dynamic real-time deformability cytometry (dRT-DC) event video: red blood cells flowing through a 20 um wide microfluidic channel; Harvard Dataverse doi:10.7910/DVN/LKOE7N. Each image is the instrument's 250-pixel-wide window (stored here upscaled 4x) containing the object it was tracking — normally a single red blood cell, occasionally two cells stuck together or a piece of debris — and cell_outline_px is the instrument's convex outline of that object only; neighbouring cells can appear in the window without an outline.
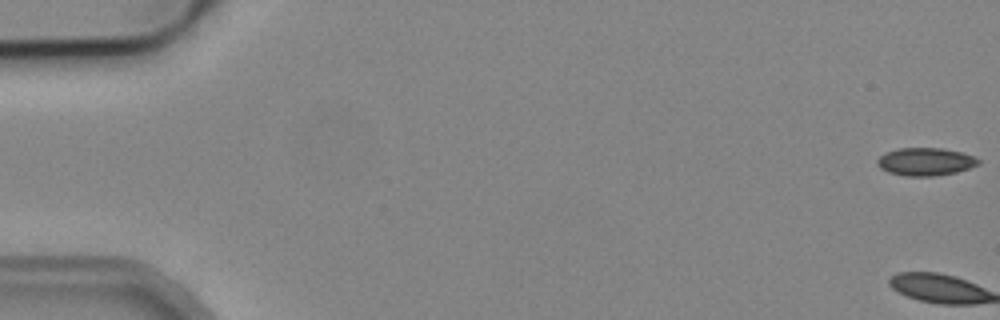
{"species": "common noctule bat (a hibernating species)", "species_latin": "Nyctalus noctula", "temperature_condition": "cold", "stored_images_in_passage": 5, "camera_frame_rate_fps": 3000, "um_per_image_px": 0.085, "animal": {"sex": "male", "body_mass_g": 19.2, "forearm_length_mm": 51.8}, "frame": {"image": 1, "passage_image": 1, "time_ms": 0.0, "image_size_px": [1000, 320], "cell_outline_px": [[980, 164], [956, 172], [932, 176], [904, 176], [888, 172], [880, 168], [876, 164], [876, 160], [884, 152], [896, 148], [944, 148], [976, 156], [980, 160]], "centroid_in_image_um": [78.64, 13.73], "position_along_channel_um": 6.4, "area_um2": 16.59}}